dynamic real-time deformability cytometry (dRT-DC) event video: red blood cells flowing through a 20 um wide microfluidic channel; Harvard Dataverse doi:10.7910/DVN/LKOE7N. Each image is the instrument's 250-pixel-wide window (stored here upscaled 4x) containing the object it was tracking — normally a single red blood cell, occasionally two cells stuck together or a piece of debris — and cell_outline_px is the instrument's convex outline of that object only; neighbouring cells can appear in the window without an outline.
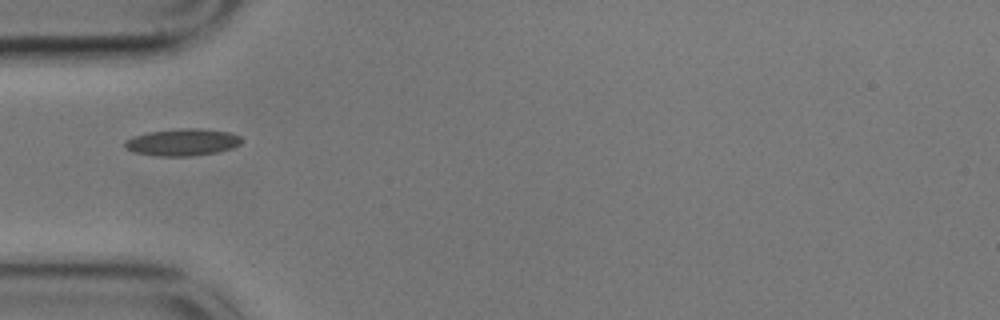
{"species": "common noctule bat (a hibernating species)", "species_latin": "Nyctalus noctula", "temperature_condition": "cold", "stored_images_in_passage": 40, "camera_frame_rate_fps": 3000, "um_per_image_px": 0.085, "animal": {"sex": "male", "body_mass_g": 17.9}, "frame": {"image": 1, "passage_image": 1, "time_ms": 0.0, "image_size_px": [1000, 320], "cell_outline_px": [[244, 140], [240, 144], [232, 148], [216, 152], [192, 156], [160, 156], [132, 152], [124, 148], [124, 140], [132, 136], [148, 132], [180, 128], [200, 128], [228, 132], [240, 136]], "centroid_in_image_um": [15.48, 12.08], "position_along_channel_um": 69.5, "area_um2": 18.55}}
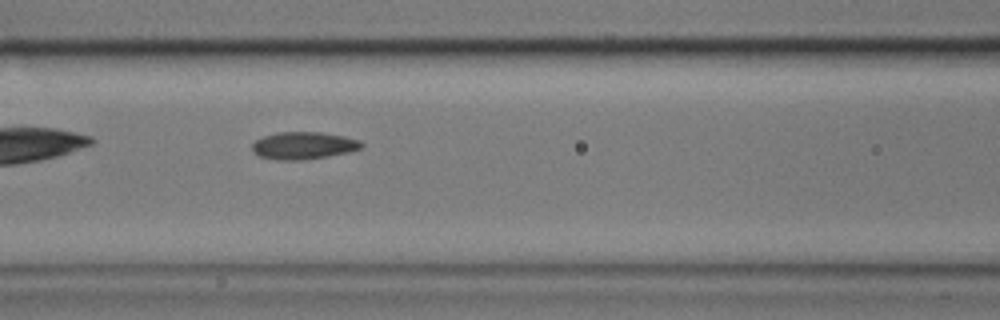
{"frame": {"image": 2, "passage_image": 7, "time_ms": 2.0, "image_size_px": [1000, 320], "cell_outline_px": [[364, 148], [348, 152], [328, 156], [300, 160], [276, 160], [260, 156], [252, 152], [252, 144], [256, 140], [264, 136], [276, 132], [320, 132], [344, 136], [360, 140], [364, 144]], "centroid_in_image_um": [25.81, 12.37], "position_along_channel_um": 140.8, "area_um2": 17.51}}
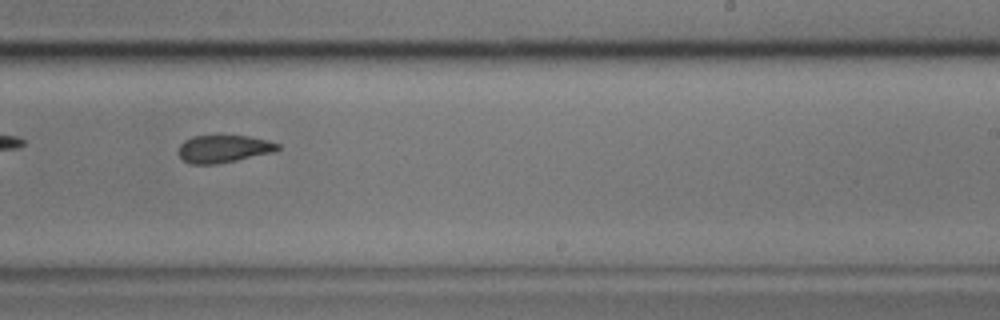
{"frame": {"image": 3, "passage_image": 18, "time_ms": 5.667, "image_size_px": [1000, 320], "cell_outline_px": [[280, 148], [276, 152], [216, 164], [192, 164], [184, 160], [180, 156], [180, 144], [184, 140], [192, 136], [248, 136], [268, 140], [280, 144]], "centroid_in_image_um": [19.05, 12.65], "position_along_channel_um": 269.9, "area_um2": 15.84}, "authors_computed_cell_mechanics": {"area_um2": 17.2533, "velocity_mm_per_s": 3.5261, "shape_relaxation_time_tau1_ms": 3.5395, "shape_relaxation_time_tau2_ms": 3.257, "deformation_change_tau1": 0.0935, "deformation_change_tau2": 0.0852}}